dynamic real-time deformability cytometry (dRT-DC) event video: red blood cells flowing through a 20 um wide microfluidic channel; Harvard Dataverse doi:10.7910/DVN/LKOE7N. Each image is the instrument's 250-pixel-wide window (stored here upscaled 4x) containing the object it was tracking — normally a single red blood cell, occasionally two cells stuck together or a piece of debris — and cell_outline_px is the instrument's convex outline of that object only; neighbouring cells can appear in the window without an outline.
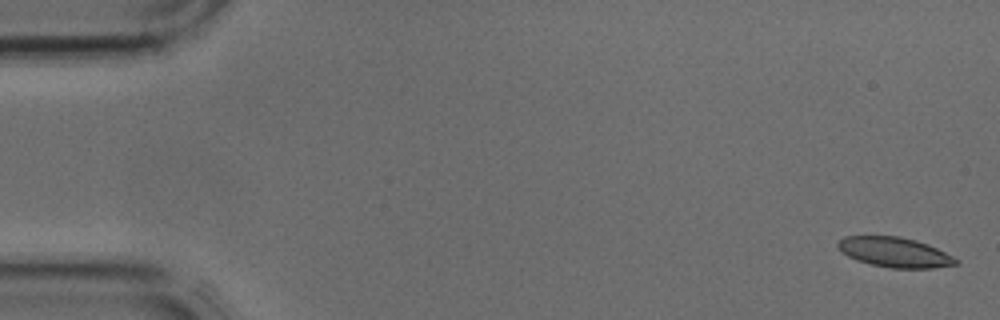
{"species": "common noctule bat (a hibernating species)", "species_latin": "Nyctalus noctula", "temperature_condition": "cold", "stored_images_in_passage": 42, "camera_frame_rate_fps": 3000, "um_per_image_px": 0.085, "animal": {"sex": "male", "body_mass_g": 17.9, "forearm_length_mm": 54.2}, "frame": {"image": 1, "passage_image": 1, "time_ms": 0.0, "image_size_px": [1000, 320], "cell_outline_px": [[960, 260], [956, 264], [932, 268], [892, 268], [872, 264], [856, 260], [848, 256], [836, 244], [844, 236], [900, 236], [916, 240], [928, 244]], "centroid_in_image_um": [76.06, 21.43], "position_along_channel_um": 8.9, "area_um2": 20.35}}
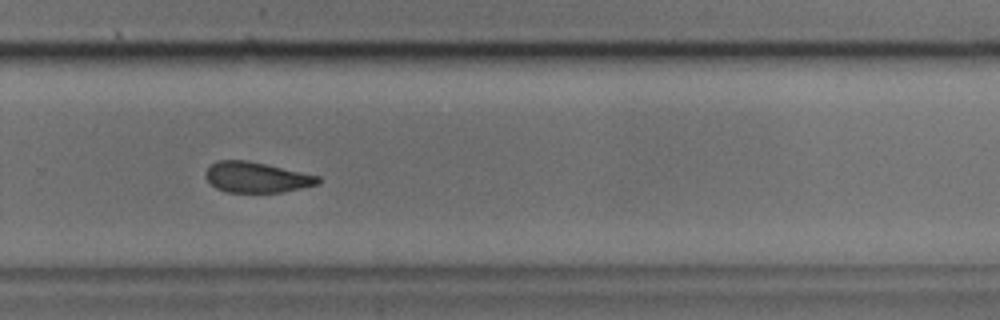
{"frame": {"image": 2, "passage_image": 28, "time_ms": 9.0, "image_size_px": [1000, 320], "cell_outline_px": [[320, 180], [316, 184], [284, 192], [228, 192], [216, 188], [204, 176], [204, 172], [216, 160], [248, 160], [320, 176]], "centroid_in_image_um": [21.77, 15.06], "position_along_channel_um": 308.0, "area_um2": 19.88}}
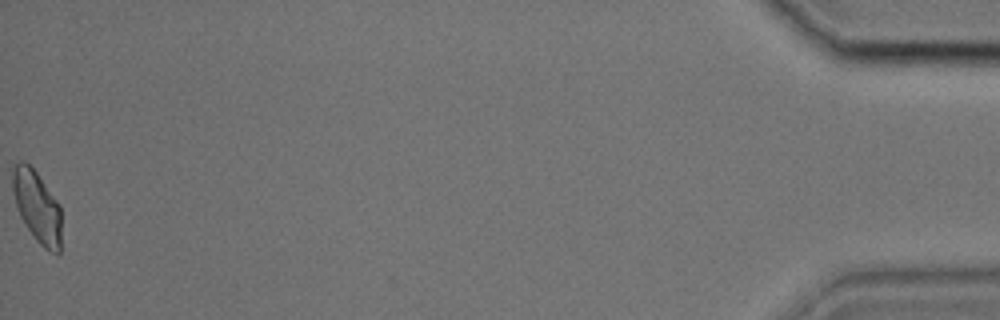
{"frame": {"image": 3, "passage_image": 42, "time_ms": 13.667, "image_size_px": [1000, 320], "cell_outline_px": [[60, 252], [48, 252], [36, 240], [24, 224], [16, 208], [12, 192], [12, 172], [16, 164], [20, 160], [24, 160], [36, 172], [60, 204]], "centroid_in_image_um": [3.13, 17.56], "position_along_channel_um": 432.1, "area_um2": 20.4}}